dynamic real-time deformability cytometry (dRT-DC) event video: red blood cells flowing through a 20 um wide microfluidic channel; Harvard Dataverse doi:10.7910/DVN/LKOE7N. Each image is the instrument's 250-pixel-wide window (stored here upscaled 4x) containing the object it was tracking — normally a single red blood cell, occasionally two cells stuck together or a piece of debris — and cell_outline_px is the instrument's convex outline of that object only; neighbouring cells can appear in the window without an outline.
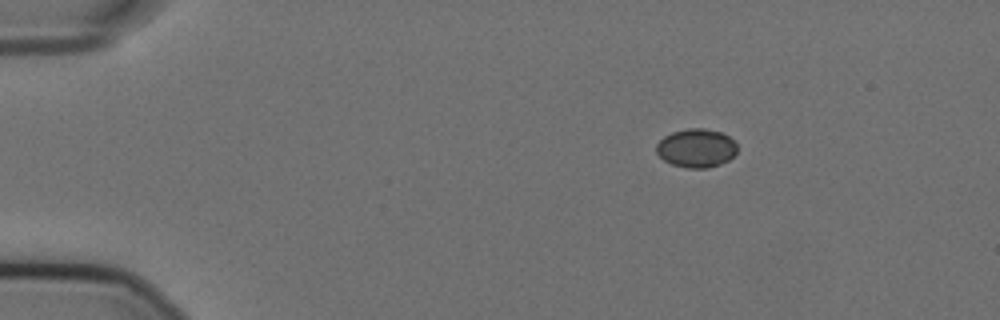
{"species": "Egyptian fruit bat (a non-hibernating species)", "species_latin": "Rousettus aegyptiacus", "temperature_condition": "cold", "stored_images_in_passage": 49, "camera_frame_rate_fps": 3000, "um_per_image_px": 0.085, "animal": {"sex": "female"}, "frame": {"image": 1, "passage_image": 1, "time_ms": 0.0, "image_size_px": [1000, 320], "cell_outline_px": [[736, 152], [728, 160], [720, 164], [708, 168], [688, 168], [672, 164], [664, 160], [656, 152], [656, 144], [664, 136], [672, 132], [688, 128], [704, 128], [720, 132], [728, 136], [736, 144]], "centroid_in_image_um": [59.16, 12.59], "position_along_channel_um": 25.8, "area_um2": 18.09}}
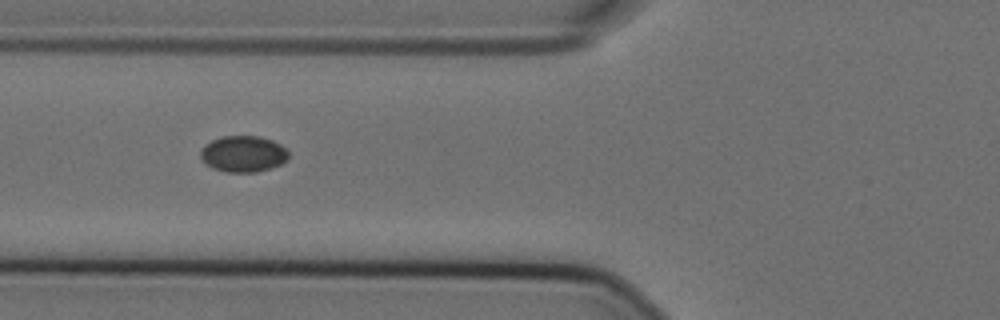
{"frame": {"image": 2, "passage_image": 14, "time_ms": 4.333, "image_size_px": [1000, 320], "cell_outline_px": [[288, 160], [280, 164], [256, 172], [224, 172], [212, 168], [200, 156], [200, 152], [204, 144], [220, 136], [256, 136], [272, 140], [280, 144], [288, 152]], "centroid_in_image_um": [20.66, 13.07], "position_along_channel_um": 105.1, "area_um2": 18.5}}
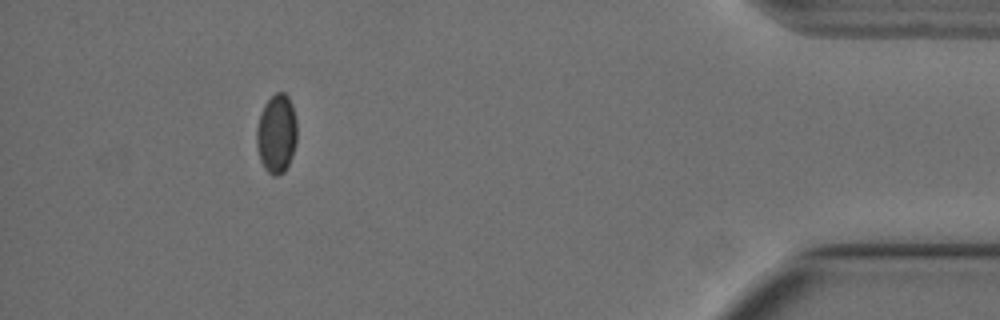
{"frame": {"image": 3, "passage_image": 44, "time_ms": 14.333, "image_size_px": [1000, 320], "cell_outline_px": [[296, 140], [292, 156], [284, 172], [276, 176], [272, 176], [264, 168], [260, 160], [256, 144], [256, 128], [264, 104], [276, 92], [284, 92], [288, 96], [292, 104], [296, 120]], "centroid_in_image_um": [23.5, 11.37], "position_along_channel_um": 411.7, "area_um2": 18.61}}